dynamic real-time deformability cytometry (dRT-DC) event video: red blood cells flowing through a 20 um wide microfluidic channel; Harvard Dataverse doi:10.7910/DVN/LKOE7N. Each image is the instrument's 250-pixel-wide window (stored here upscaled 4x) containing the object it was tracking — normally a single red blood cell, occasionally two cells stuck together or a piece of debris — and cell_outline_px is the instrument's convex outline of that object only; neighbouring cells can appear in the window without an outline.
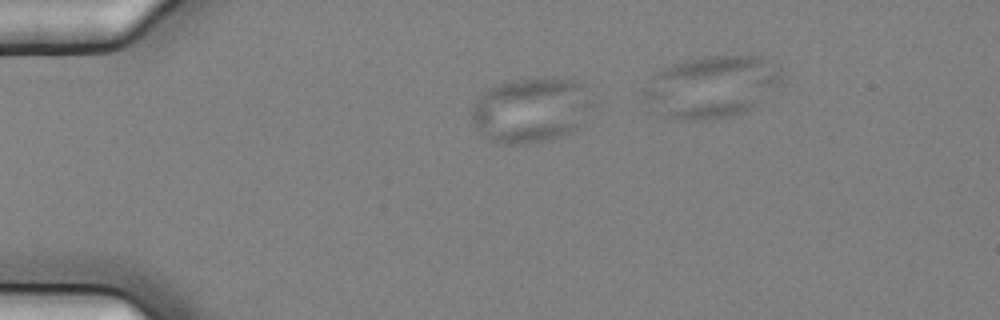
{"species": "common noctule bat (a hibernating species)", "species_latin": "Nyctalus noctula", "temperature_condition": "cold", "stored_images_in_passage": 4, "camera_frame_rate_fps": 3000, "um_per_image_px": 0.085, "animal": {"sex": "female", "body_mass_g": 25.1}, "frame": {"image": 1, "passage_image": 2, "time_ms": 0.333, "image_size_px": [1000, 320], "cell_outline_px": [[592, 108], [576, 128], [572, 132], [552, 140], [528, 144], [504, 144], [488, 140], [472, 124], [468, 112], [476, 100], [488, 88], [504, 80], [532, 76], [556, 76], [580, 80], [584, 84], [592, 104]], "centroid_in_image_um": [45.1, 9.31], "position_along_channel_um": 39.9, "area_um2": 47.45}}